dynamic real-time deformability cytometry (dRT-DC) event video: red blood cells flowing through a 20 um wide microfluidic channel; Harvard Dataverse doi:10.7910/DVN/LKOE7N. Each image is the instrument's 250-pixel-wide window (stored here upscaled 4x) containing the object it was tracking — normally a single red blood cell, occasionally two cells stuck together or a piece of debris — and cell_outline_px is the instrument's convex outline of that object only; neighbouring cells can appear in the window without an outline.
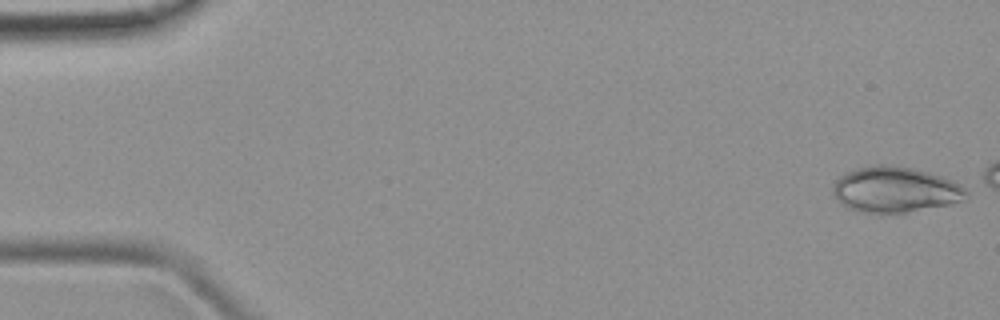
{"species": "common noctule bat (a hibernating species)", "species_latin": "Nyctalus noctula", "temperature_condition": "room temperature", "stored_images_in_passage": 9, "camera_frame_rate_fps": 3000, "um_per_image_px": 0.085, "animal": {"sex": "female", "body_mass_g": 19.9}, "frame": {"image": 1, "passage_image": 1, "time_ms": 0.0, "image_size_px": [1000, 320], "cell_outline_px": [[968, 192], [964, 200], [952, 204], [904, 212], [860, 212], [848, 208], [840, 204], [832, 196], [832, 188], [836, 180], [844, 172], [856, 168], [876, 164], [892, 164], [912, 168], [928, 172], [940, 176], [960, 184], [968, 188]], "centroid_in_image_um": [76.06, 16.1], "position_along_channel_um": 8.9, "area_um2": 35.72}}